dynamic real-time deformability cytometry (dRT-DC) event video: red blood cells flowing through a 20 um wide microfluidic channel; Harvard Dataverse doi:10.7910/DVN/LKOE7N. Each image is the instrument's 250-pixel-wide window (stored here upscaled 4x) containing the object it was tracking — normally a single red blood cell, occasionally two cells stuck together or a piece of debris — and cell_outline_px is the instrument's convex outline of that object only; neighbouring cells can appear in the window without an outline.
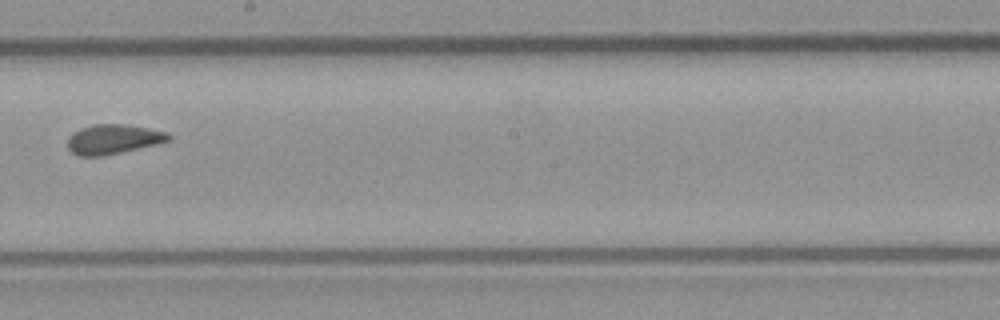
{"species": "common noctule bat (a hibernating species)", "species_latin": "Nyctalus noctula", "temperature_condition": "room temperature", "stored_images_in_passage": 11, "camera_frame_rate_fps": 3000, "um_per_image_px": 0.085, "animal": {"sex": "male", "body_mass_g": 23.1, "forearm_length_mm": 52.7}, "frame": {"image": 1, "passage_image": 10, "time_ms": 3.0, "image_size_px": [1000, 320], "cell_outline_px": [[172, 140], [156, 144], [104, 156], [80, 156], [72, 152], [68, 148], [68, 136], [80, 128], [92, 124], [124, 124], [148, 128], [168, 132], [172, 136]], "centroid_in_image_um": [9.63, 11.83], "position_along_channel_um": 238.6, "area_um2": 17.51}}
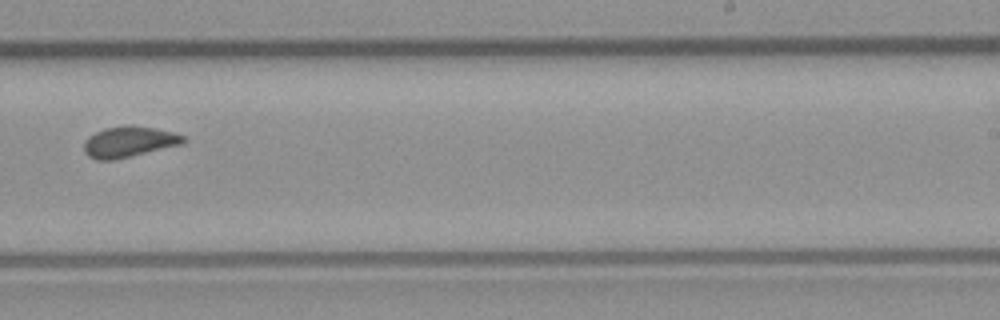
{"frame": {"image": 2, "passage_image": 11, "time_ms": 3.333, "image_size_px": [1000, 320], "cell_outline_px": [[188, 140], [184, 144], [112, 160], [96, 160], [88, 156], [84, 152], [84, 140], [88, 136], [104, 128], [124, 124], [156, 128], [172, 132], [184, 136]], "centroid_in_image_um": [10.96, 12.04], "position_along_channel_um": 278.0, "area_um2": 18.03}}